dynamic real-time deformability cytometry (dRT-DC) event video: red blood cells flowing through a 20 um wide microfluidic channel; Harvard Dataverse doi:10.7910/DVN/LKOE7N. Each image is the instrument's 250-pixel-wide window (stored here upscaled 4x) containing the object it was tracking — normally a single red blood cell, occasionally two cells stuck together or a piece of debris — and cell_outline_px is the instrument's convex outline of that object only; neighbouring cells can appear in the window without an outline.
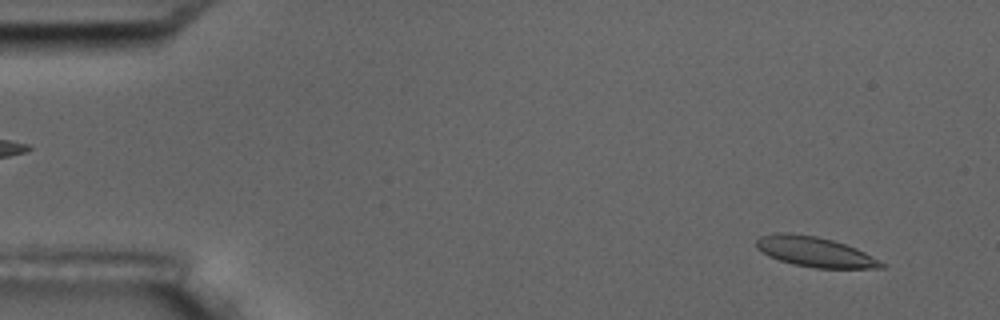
{"species": "common noctule bat (a hibernating species)", "species_latin": "Nyctalus noctula", "temperature_condition": "room temperature", "stored_images_in_passage": 5, "segment_of_instrument_passage": [2, 2], "camera_frame_rate_fps": 3000, "um_per_image_px": 0.085, "animal": {"sex": "male", "body_mass_g": 17.5, "forearm_length_mm": 52.3}, "frame": {"image": 1, "passage_image": 5, "time_ms": 5.667, "image_size_px": [1000, 320], "cell_outline_px": [[888, 264], [884, 268], [812, 268], [792, 264], [768, 256], [756, 248], [756, 240], [760, 236], [776, 232], [788, 232], [816, 236], [832, 240], [856, 248]], "centroid_in_image_um": [69.26, 21.41], "position_along_channel_um": 15.7, "area_um2": 22.08}}